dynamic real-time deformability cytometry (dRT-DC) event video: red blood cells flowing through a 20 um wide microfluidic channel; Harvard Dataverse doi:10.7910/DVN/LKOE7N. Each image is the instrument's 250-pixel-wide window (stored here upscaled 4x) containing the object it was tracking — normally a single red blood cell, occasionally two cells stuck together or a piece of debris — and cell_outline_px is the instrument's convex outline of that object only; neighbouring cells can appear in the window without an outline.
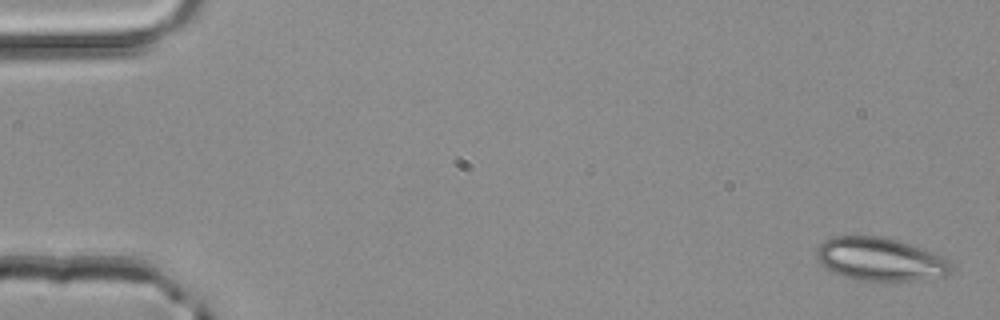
{"species": "common noctule bat (a hibernating species)", "species_latin": "Nyctalus noctula", "temperature_condition": "room temperature", "stored_images_in_passage": 5, "camera_frame_rate_fps": 3000, "um_per_image_px": 0.085, "animal": {"sex": "male", "body_mass_g": 20.4}, "frame": {"image": 1, "passage_image": 1, "time_ms": 0.0, "image_size_px": [1000, 320], "cell_outline_px": [[952, 268], [944, 276], [912, 280], [856, 280], [844, 276], [824, 268], [820, 264], [816, 256], [816, 248], [824, 240], [832, 236], [884, 236], [908, 244], [948, 260], [952, 264]], "centroid_in_image_um": [74.72, 22.03], "position_along_channel_um": 10.3, "area_um2": 33.35}}